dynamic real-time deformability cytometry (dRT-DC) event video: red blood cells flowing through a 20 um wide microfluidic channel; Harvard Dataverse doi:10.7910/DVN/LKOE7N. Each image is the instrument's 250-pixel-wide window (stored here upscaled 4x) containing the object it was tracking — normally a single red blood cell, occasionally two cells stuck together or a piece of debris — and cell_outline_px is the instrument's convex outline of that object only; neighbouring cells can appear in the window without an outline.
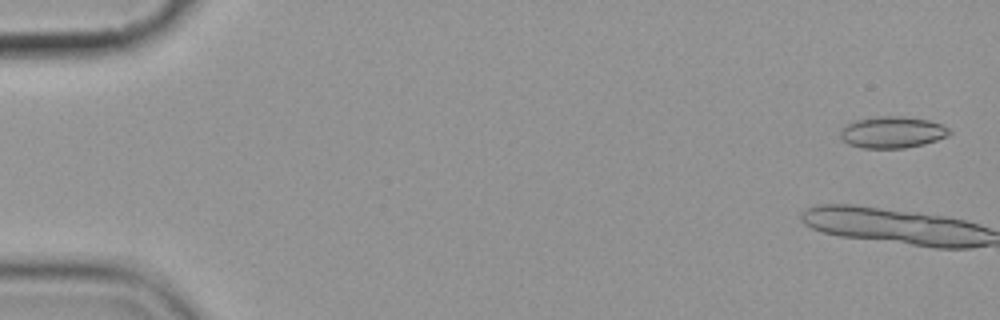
{"species": "common noctule bat (a hibernating species)", "species_latin": "Nyctalus noctula", "temperature_condition": "cold", "stored_images_in_passage": 10, "camera_frame_rate_fps": 3000, "um_per_image_px": 0.085, "animal": {"sex": "female", "body_mass_g": 19.9}, "frame": {"image": 1, "passage_image": 1, "time_ms": 0.0, "image_size_px": [1000, 320], "cell_outline_px": [[952, 132], [948, 136], [924, 144], [904, 148], [860, 148], [848, 144], [840, 136], [840, 132], [844, 124], [856, 120], [876, 116], [900, 116], [928, 120], [940, 124], [948, 128]], "centroid_in_image_um": [75.82, 11.24], "position_along_channel_um": 9.2, "area_um2": 20.11}}
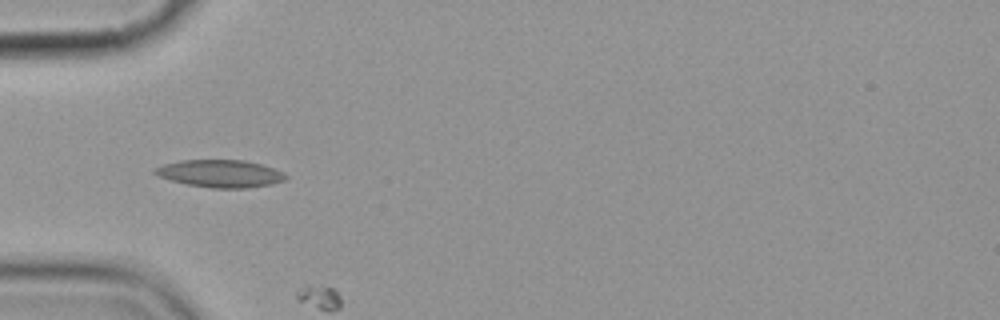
{"frame": {"image": 2, "passage_image": 6, "time_ms": 6.333, "image_size_px": [1000, 320], "cell_outline_px": [[288, 176], [284, 180], [272, 184], [248, 188], [212, 188], [188, 184], [156, 176], [152, 172], [152, 168], [164, 164], [180, 160], [244, 160], [260, 164], [284, 172]], "centroid_in_image_um": [18.69, 14.75], "position_along_channel_um": 66.3, "area_um2": 20.98}}